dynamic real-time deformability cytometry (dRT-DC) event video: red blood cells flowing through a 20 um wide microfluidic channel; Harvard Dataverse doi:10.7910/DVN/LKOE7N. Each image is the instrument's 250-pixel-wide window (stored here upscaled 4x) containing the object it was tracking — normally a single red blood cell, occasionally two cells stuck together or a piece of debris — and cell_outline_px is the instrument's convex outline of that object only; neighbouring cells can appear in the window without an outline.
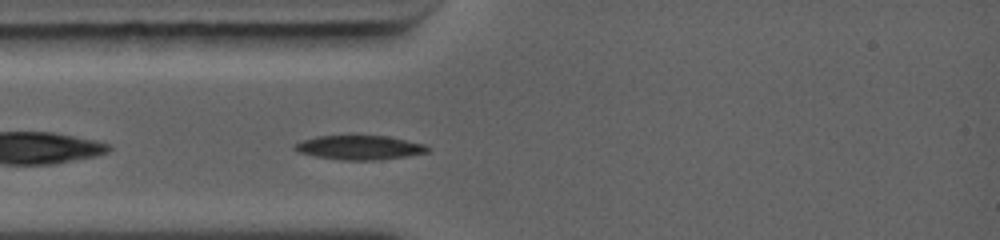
{"species": "common noctule bat (a hibernating species)", "species_latin": "Nyctalus noctula", "temperature_condition": "warm", "stored_images_in_passage": 10, "camera_frame_rate_fps": 5000, "um_per_image_px": 0.085, "animal": {"sex": "female", "body_mass_g": 19.0, "forearm_length_mm": 56.7}, "frame": {"image": 1, "passage_image": 9, "time_ms": 1.0, "image_size_px": [1000, 240], "cell_outline_px": [[428, 152], [380, 160], [340, 160], [316, 156], [296, 152], [296, 144], [304, 140], [320, 136], [388, 136], [424, 144], [428, 148]], "centroid_in_image_um": [30.57, 12.55], "position_along_channel_um": 54.4, "area_um2": 18.38}}